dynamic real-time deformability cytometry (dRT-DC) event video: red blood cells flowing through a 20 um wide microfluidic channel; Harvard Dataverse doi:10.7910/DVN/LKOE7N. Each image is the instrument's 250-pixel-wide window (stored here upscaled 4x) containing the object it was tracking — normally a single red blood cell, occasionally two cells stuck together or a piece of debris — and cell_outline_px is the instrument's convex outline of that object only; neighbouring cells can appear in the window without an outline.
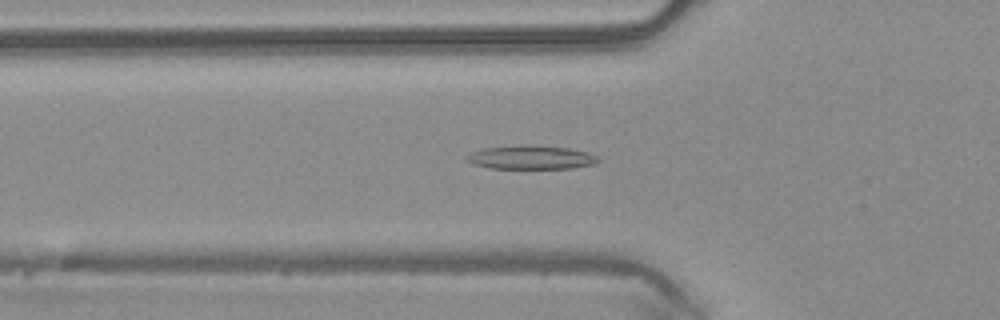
{"species": "common noctule bat (a hibernating species)", "species_latin": "Nyctalus noctula", "temperature_condition": "warm", "stored_images_in_passage": 49, "camera_frame_rate_fps": 3000, "um_per_image_px": 0.085, "animal": {"sex": "male", "body_mass_g": 20.4}, "frame": {"image": 1, "passage_image": 17, "time_ms": 5.333, "image_size_px": [1000, 320], "cell_outline_px": [[600, 160], [596, 164], [572, 168], [492, 168], [472, 164], [468, 160], [468, 156], [472, 152], [484, 148], [524, 144], [536, 144], [568, 148], [588, 152], [596, 156]], "centroid_in_image_um": [45.19, 13.36], "position_along_channel_um": 80.6, "area_um2": 18.21}}
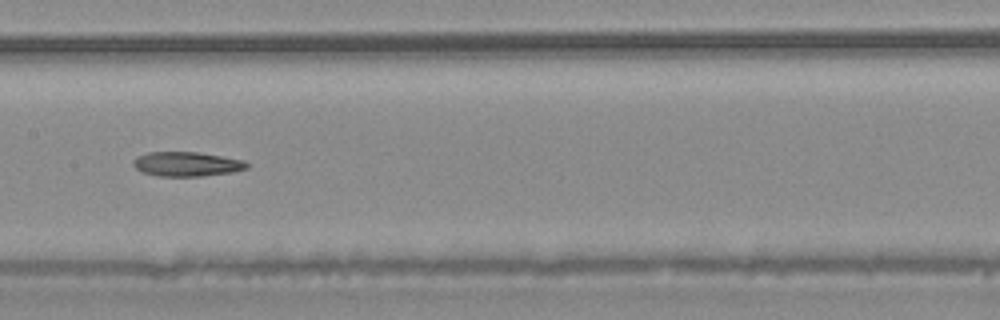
{"frame": {"image": 2, "passage_image": 25, "time_ms": 8.0, "image_size_px": [1000, 320], "cell_outline_px": [[248, 168], [232, 172], [200, 176], [156, 176], [144, 172], [136, 168], [132, 164], [132, 160], [148, 152], [196, 152], [220, 156], [240, 160], [248, 164]], "centroid_in_image_um": [15.83, 13.95], "position_along_channel_um": 191.6, "area_um2": 15.9}}
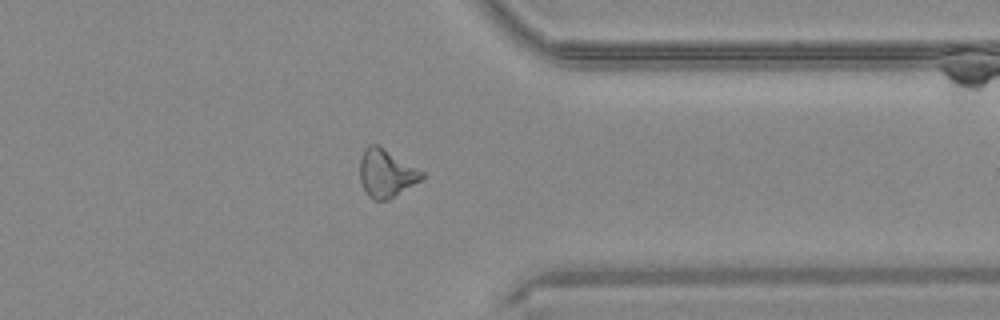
{"frame": {"image": 3, "passage_image": 39, "time_ms": 12.667, "image_size_px": [1000, 320], "cell_outline_px": [[424, 176], [420, 180], [388, 200], [372, 200], [368, 196], [360, 180], [360, 156], [364, 148], [368, 144], [376, 144], [424, 172]], "centroid_in_image_um": [32.79, 14.73], "position_along_channel_um": 378.6, "area_um2": 17.05}}